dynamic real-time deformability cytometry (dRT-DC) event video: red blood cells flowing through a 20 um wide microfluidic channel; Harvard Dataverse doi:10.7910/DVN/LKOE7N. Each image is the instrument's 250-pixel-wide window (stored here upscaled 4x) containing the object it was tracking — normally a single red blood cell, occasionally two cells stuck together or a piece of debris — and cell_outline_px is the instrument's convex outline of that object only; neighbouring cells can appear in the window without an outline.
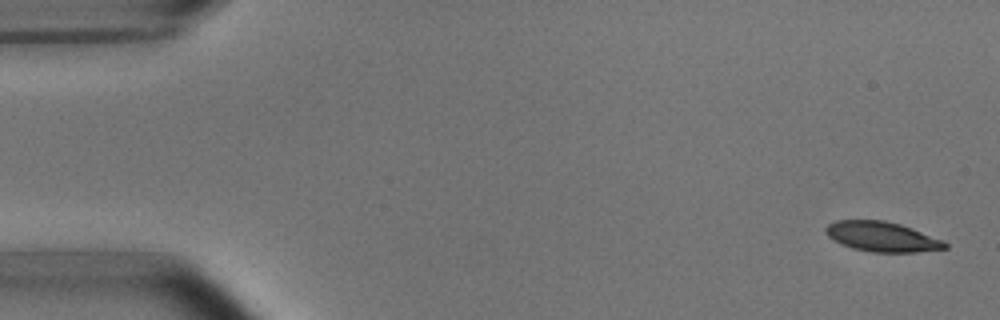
{"species": "common noctule bat (a hibernating species)", "species_latin": "Nyctalus noctula", "temperature_condition": "room temperature", "stored_images_in_passage": 5, "camera_frame_rate_fps": 3000, "um_per_image_px": 0.085, "animal": {"sex": "male", "body_mass_g": 15.6}, "frame": {"image": 1, "passage_image": 1, "time_ms": 0.0, "image_size_px": [1000, 320], "cell_outline_px": [[948, 248], [916, 252], [872, 252], [852, 248], [840, 244], [832, 240], [828, 236], [824, 228], [828, 224], [836, 220], [884, 220], [900, 224], [912, 228], [944, 240], [948, 244]], "centroid_in_image_um": [74.96, 20.12], "position_along_channel_um": 10.0, "area_um2": 20.92}}
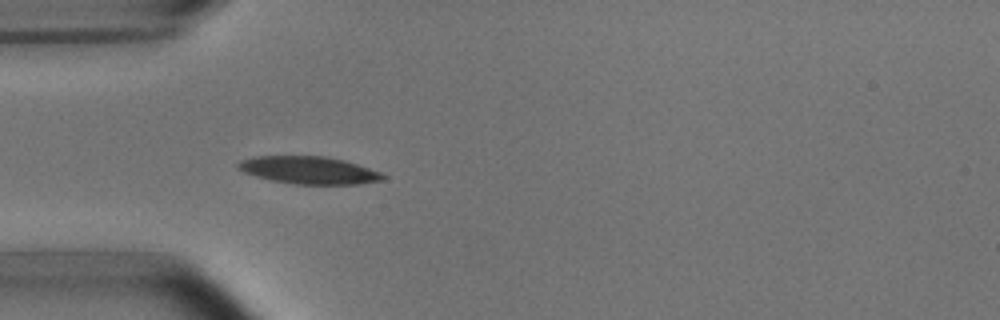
{"frame": {"image": 2, "passage_image": 5, "time_ms": 4.667, "image_size_px": [1000, 320], "cell_outline_px": [[388, 176], [384, 180], [360, 184], [296, 184], [272, 180], [256, 176], [244, 172], [236, 168], [236, 164], [240, 160], [252, 156], [324, 156], [344, 160], [380, 172]], "centroid_in_image_um": [26.25, 14.46], "position_along_channel_um": 58.8, "area_um2": 23.24}}